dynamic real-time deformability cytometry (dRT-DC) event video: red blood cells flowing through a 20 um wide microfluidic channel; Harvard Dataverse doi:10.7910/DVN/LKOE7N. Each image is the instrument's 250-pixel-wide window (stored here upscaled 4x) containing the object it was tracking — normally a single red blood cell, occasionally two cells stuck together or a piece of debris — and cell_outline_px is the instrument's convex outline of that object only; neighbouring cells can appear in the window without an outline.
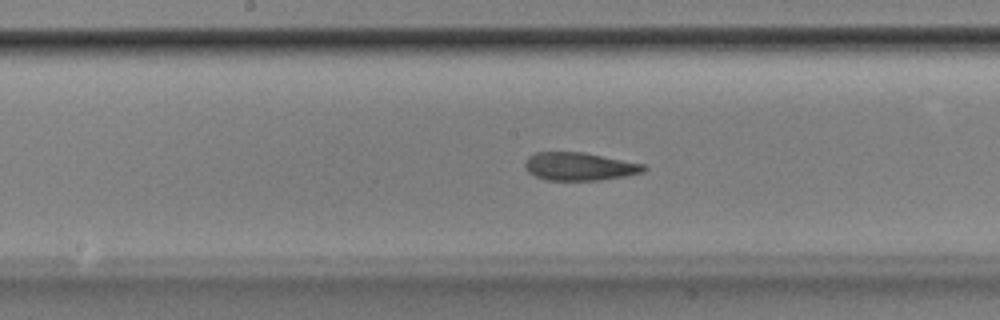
{"species": "Egyptian fruit bat (a non-hibernating species)", "species_latin": "Rousettus aegyptiacus", "temperature_condition": "room temperature", "stored_images_in_passage": 51, "camera_frame_rate_fps": 3000, "um_per_image_px": 0.085, "animal": {"sex": "male"}, "frame": {"image": 1, "passage_image": 26, "time_ms": 8.333, "image_size_px": [1000, 320], "cell_outline_px": [[648, 168], [644, 172], [624, 176], [600, 180], [544, 180], [528, 172], [524, 168], [524, 164], [528, 156], [536, 152], [584, 152], [644, 164]], "centroid_in_image_um": [49.24, 14.15], "position_along_channel_um": 199.0, "area_um2": 19.48}}
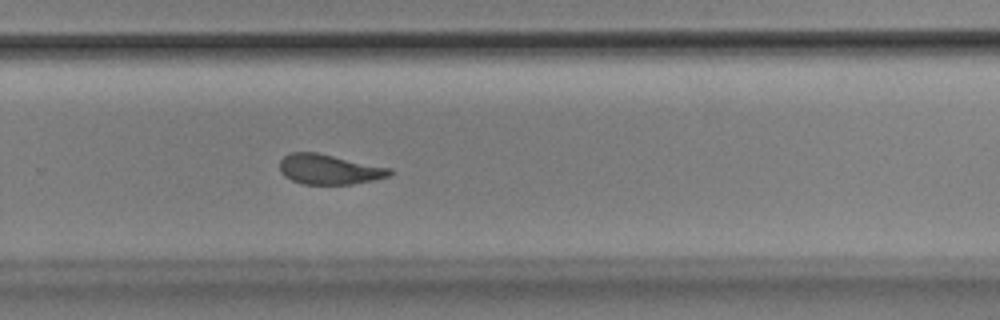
{"frame": {"image": 2, "passage_image": 34, "time_ms": 11.0, "image_size_px": [1000, 320], "cell_outline_px": [[392, 172], [388, 176], [372, 180], [352, 184], [304, 184], [292, 180], [284, 176], [280, 172], [280, 160], [288, 152], [316, 152], [392, 168]], "centroid_in_image_um": [27.95, 14.38], "position_along_channel_um": 301.9, "area_um2": 19.19}}
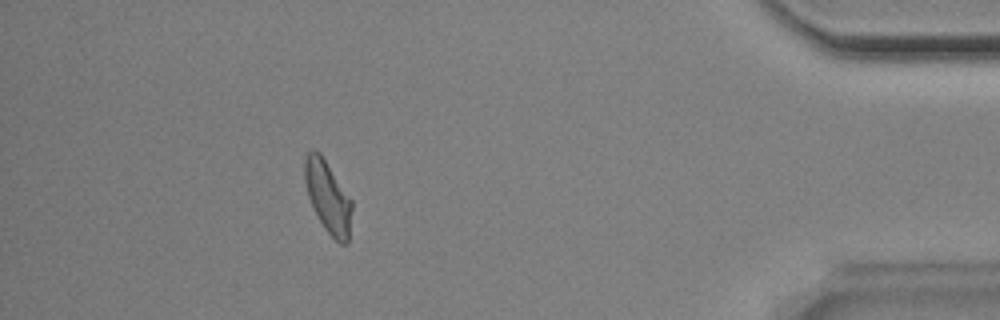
{"frame": {"image": 3, "passage_image": 46, "time_ms": 15.0, "image_size_px": [1000, 320], "cell_outline_px": [[352, 208], [348, 244], [340, 244], [324, 228], [308, 196], [304, 180], [304, 156], [312, 148], [320, 152], [352, 200]], "centroid_in_image_um": [27.87, 16.7], "position_along_channel_um": 407.3, "area_um2": 19.71}, "authors_computed_cell_mechanics": {"area_um2": 20.0566, "velocity_mm_per_s": 3.8709, "shape_relaxation_time_tau1_ms": 5.7958, "shape_relaxation_time_tau2_ms": 3.1489, "deformation_change_tau1": 0.1867, "deformation_change_tau2": 0.0932}}